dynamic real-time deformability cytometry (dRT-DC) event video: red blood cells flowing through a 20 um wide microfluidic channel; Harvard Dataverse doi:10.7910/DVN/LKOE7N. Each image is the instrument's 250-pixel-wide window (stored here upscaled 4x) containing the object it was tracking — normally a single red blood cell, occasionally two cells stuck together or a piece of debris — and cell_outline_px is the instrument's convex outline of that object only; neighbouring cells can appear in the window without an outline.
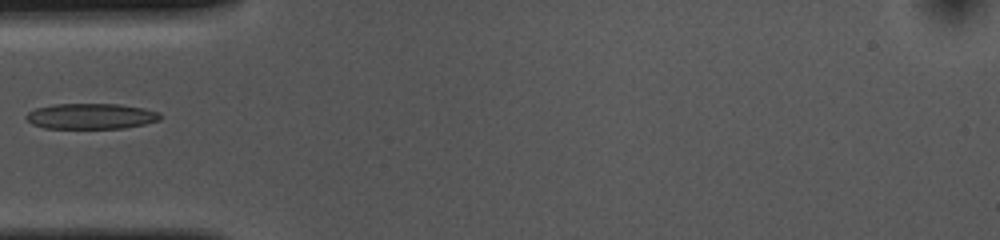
{"species": "common noctule bat (a hibernating species)", "species_latin": "Nyctalus noctula", "temperature_condition": "cold", "stored_images_in_passage": 6, "camera_frame_rate_fps": 3000, "um_per_image_px": 0.085, "animal": {"sex": "female", "body_mass_g": 10.0, "forearm_length_mm": 53.1}, "frame": {"image": 1, "passage_image": 1, "time_ms": 0.0, "image_size_px": [1000, 240], "cell_outline_px": [[160, 120], [144, 124], [124, 128], [44, 128], [32, 124], [24, 116], [28, 112], [36, 108], [56, 104], [120, 104], [144, 108], [160, 112]], "centroid_in_image_um": [7.74, 9.87], "position_along_channel_um": 77.3, "area_um2": 20.0}}